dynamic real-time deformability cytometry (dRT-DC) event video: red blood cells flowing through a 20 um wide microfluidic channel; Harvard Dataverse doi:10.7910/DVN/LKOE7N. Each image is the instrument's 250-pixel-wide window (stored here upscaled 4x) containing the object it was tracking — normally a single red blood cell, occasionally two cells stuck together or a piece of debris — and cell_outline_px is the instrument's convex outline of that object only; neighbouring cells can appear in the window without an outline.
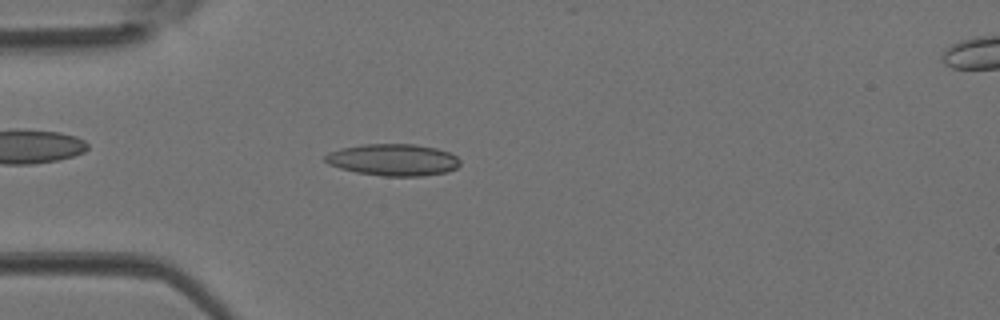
{"species": "Egyptian fruit bat (a non-hibernating species)", "species_latin": "Rousettus aegyptiacus", "temperature_condition": "room temperature", "stored_images_in_passage": 43, "camera_frame_rate_fps": 3000, "um_per_image_px": 0.085, "animal": {"sex": "female"}, "frame": {"image": 1, "passage_image": 11, "time_ms": 3.333, "image_size_px": [1000, 320], "cell_outline_px": [[460, 164], [456, 168], [448, 172], [420, 176], [380, 176], [356, 172], [340, 168], [328, 164], [324, 160], [324, 156], [328, 152], [340, 148], [364, 144], [412, 144], [436, 148], [448, 152], [456, 156], [460, 160]], "centroid_in_image_um": [33.4, 13.59], "position_along_channel_um": 51.6, "area_um2": 25.09}}
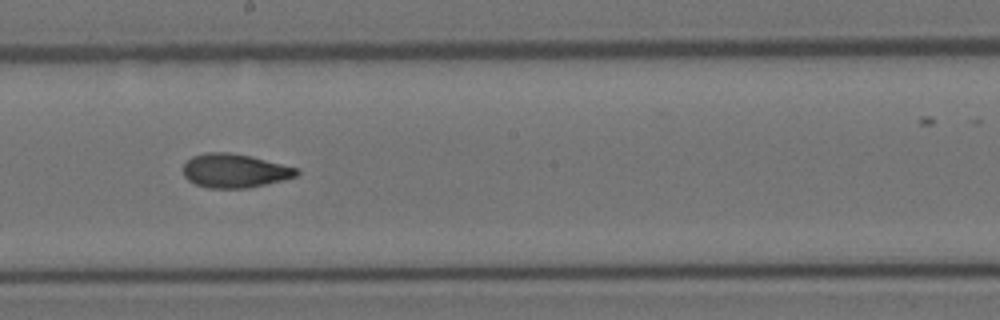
{"frame": {"image": 2, "passage_image": 23, "time_ms": 7.333, "image_size_px": [1000, 320], "cell_outline_px": [[300, 172], [296, 176], [284, 180], [248, 188], [208, 188], [196, 184], [188, 180], [184, 176], [184, 164], [192, 156], [204, 152], [228, 152], [252, 156], [300, 168]], "centroid_in_image_um": [19.98, 14.5], "position_along_channel_um": 228.2, "area_um2": 22.6}}
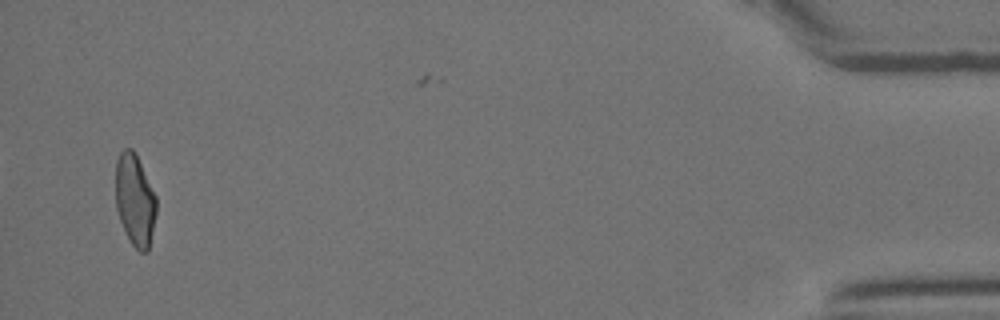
{"frame": {"image": 3, "passage_image": 41, "time_ms": 13.333, "image_size_px": [1000, 320], "cell_outline_px": [[156, 212], [148, 252], [140, 252], [132, 244], [120, 220], [116, 208], [116, 160], [120, 152], [124, 148], [132, 148], [156, 196]], "centroid_in_image_um": [11.46, 17.0], "position_along_channel_um": 423.7, "area_um2": 21.39}}